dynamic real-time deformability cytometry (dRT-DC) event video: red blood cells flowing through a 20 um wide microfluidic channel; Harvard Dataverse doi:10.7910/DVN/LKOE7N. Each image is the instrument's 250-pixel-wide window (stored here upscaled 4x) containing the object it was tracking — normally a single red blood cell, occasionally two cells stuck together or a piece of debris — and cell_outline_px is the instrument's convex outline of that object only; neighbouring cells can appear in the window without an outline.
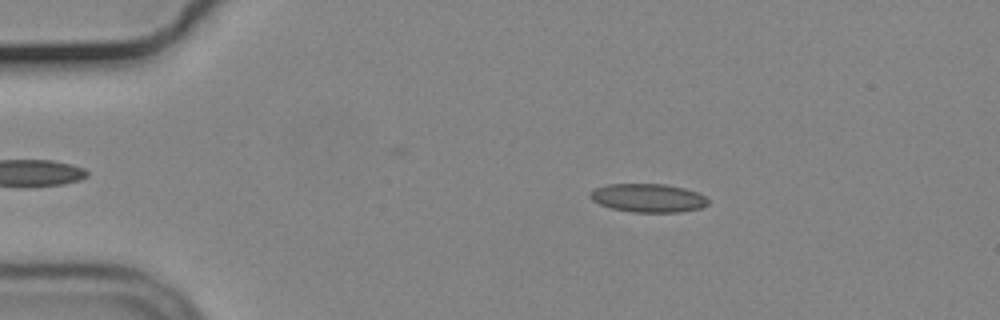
{"species": "common noctule bat (a hibernating species)", "species_latin": "Nyctalus noctula", "temperature_condition": "cold", "stored_images_in_passage": 40, "camera_frame_rate_fps": 3000, "um_per_image_px": 0.085, "animal": {"sex": "male", "body_mass_g": 19.2, "forearm_length_mm": 51.8}, "frame": {"image": 1, "passage_image": 10, "time_ms": 3.0, "image_size_px": [1000, 320], "cell_outline_px": [[708, 204], [700, 208], [680, 212], [632, 212], [612, 208], [600, 204], [592, 200], [588, 196], [588, 192], [596, 188], [608, 184], [664, 184], [684, 188], [696, 192], [704, 196], [708, 200]], "centroid_in_image_um": [55.06, 16.82], "position_along_channel_um": 29.9, "area_um2": 19.54}}
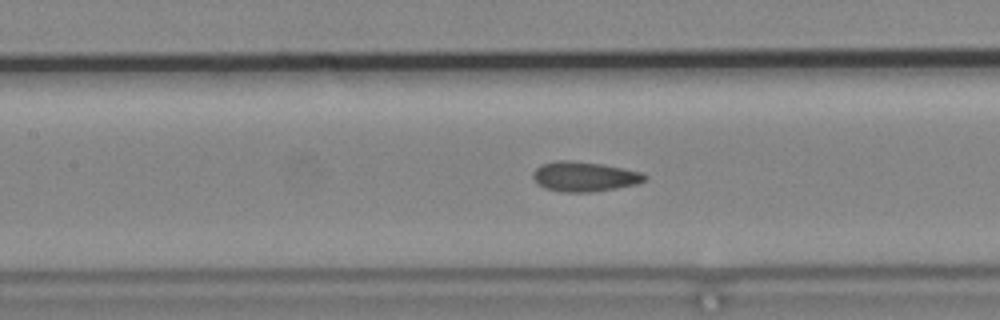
{"frame": {"image": 2, "passage_image": 25, "time_ms": 8.0, "image_size_px": [1000, 320], "cell_outline_px": [[648, 180], [636, 184], [616, 188], [592, 192], [564, 192], [544, 188], [532, 176], [532, 172], [540, 164], [556, 160], [572, 160], [604, 164], [640, 172], [648, 176]], "centroid_in_image_um": [49.68, 15.0], "position_along_channel_um": 157.7, "area_um2": 19.54}}
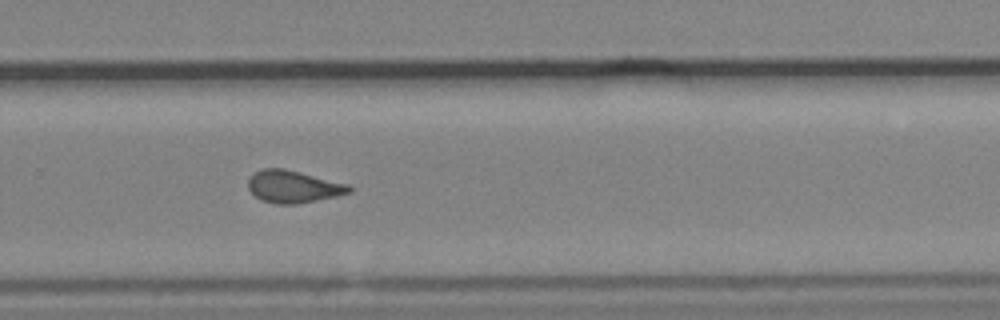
{"frame": {"image": 3, "passage_image": 37, "time_ms": 12.0, "image_size_px": [1000, 320], "cell_outline_px": [[352, 192], [336, 196], [296, 204], [276, 204], [260, 200], [248, 188], [248, 180], [256, 172], [264, 168], [284, 168], [348, 184], [352, 188]], "centroid_in_image_um": [24.93, 15.87], "position_along_channel_um": 304.9, "area_um2": 18.84}}